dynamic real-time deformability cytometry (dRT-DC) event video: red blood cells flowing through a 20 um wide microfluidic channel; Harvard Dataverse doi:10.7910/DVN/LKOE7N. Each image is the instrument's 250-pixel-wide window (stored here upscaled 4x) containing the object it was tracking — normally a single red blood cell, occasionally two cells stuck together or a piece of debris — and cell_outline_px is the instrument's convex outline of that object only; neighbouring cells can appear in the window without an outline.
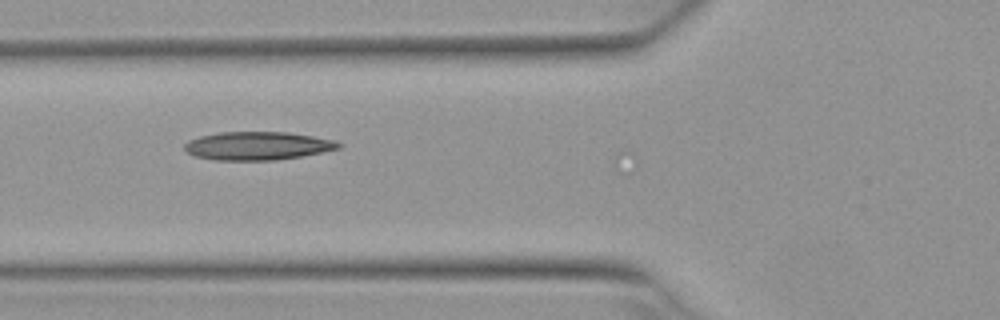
{"species": "Egyptian fruit bat (a non-hibernating species)", "species_latin": "Rousettus aegyptiacus", "temperature_condition": "warm", "stored_images_in_passage": 5, "camera_frame_rate_fps": 3000, "um_per_image_px": 0.085, "animal": {"sex": "female"}, "frame": {"image": 1, "passage_image": 4, "time_ms": 1.0, "image_size_px": [1000, 320], "cell_outline_px": [[344, 144], [340, 148], [300, 156], [276, 160], [212, 160], [196, 156], [188, 152], [184, 148], [184, 144], [188, 140], [200, 136], [220, 132], [288, 132], [336, 140]], "centroid_in_image_um": [21.9, 12.39], "position_along_channel_um": 103.9, "area_um2": 25.37}}
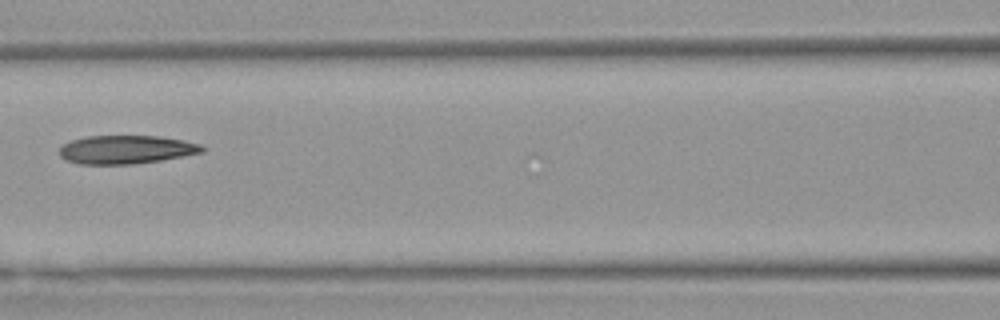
{"frame": {"image": 2, "passage_image": 5, "time_ms": 1.333, "image_size_px": [1000, 320], "cell_outline_px": [[204, 152], [160, 160], [132, 164], [80, 164], [64, 160], [60, 156], [60, 148], [64, 144], [72, 140], [88, 136], [160, 136], [184, 140], [200, 144], [204, 148]], "centroid_in_image_um": [10.72, 12.71], "position_along_channel_um": 155.9, "area_um2": 23.58}}